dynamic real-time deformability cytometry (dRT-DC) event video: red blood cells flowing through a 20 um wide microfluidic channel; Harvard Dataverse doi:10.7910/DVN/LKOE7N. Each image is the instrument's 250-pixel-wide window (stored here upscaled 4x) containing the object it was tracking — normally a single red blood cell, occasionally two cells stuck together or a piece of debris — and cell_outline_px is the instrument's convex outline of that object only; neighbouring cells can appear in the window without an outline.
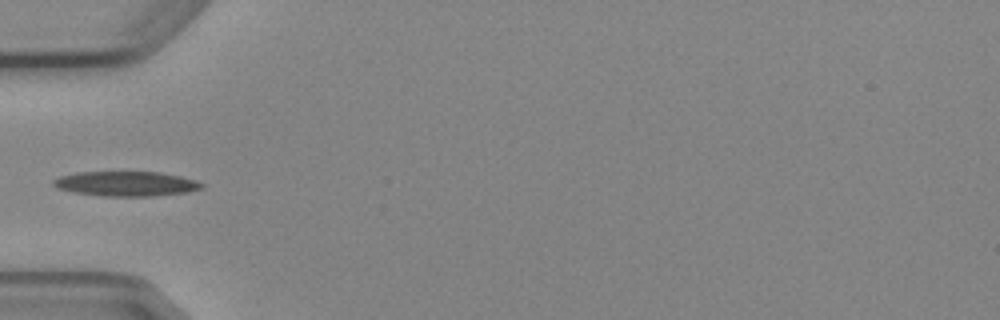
{"species": "Egyptian fruit bat (a non-hibernating species)", "species_latin": "Rousettus aegyptiacus", "temperature_condition": "cold", "stored_images_in_passage": 8, "camera_frame_rate_fps": 3000, "um_per_image_px": 0.085, "animal": {"sex": "female"}, "frame": {"image": 1, "passage_image": 6, "time_ms": 6.0, "image_size_px": [1000, 320], "cell_outline_px": [[204, 188], [188, 192], [152, 196], [100, 196], [72, 192], [56, 188], [52, 184], [52, 180], [60, 176], [76, 172], [160, 172], [180, 176], [196, 180], [204, 184]], "centroid_in_image_um": [10.7, 15.62], "position_along_channel_um": 74.3, "area_um2": 21.62}}
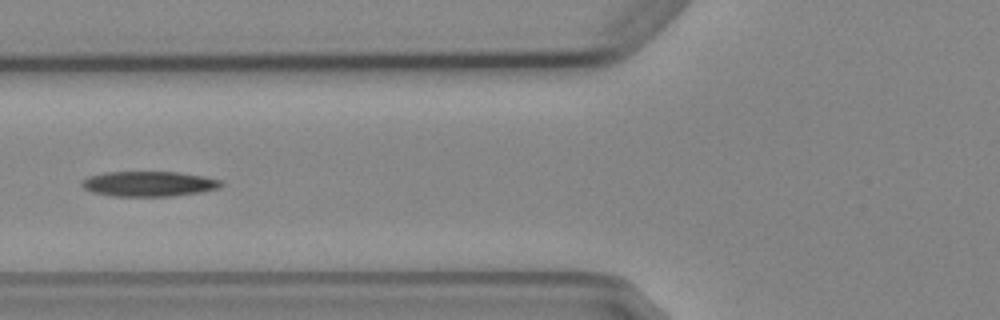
{"frame": {"image": 2, "passage_image": 7, "time_ms": 7.0, "image_size_px": [1000, 320], "cell_outline_px": [[224, 184], [220, 188], [200, 192], [172, 196], [112, 196], [92, 192], [84, 188], [80, 184], [88, 176], [104, 172], [180, 172], [204, 176], [224, 180]], "centroid_in_image_um": [12.7, 15.62], "position_along_channel_um": 113.1, "area_um2": 20.58}}